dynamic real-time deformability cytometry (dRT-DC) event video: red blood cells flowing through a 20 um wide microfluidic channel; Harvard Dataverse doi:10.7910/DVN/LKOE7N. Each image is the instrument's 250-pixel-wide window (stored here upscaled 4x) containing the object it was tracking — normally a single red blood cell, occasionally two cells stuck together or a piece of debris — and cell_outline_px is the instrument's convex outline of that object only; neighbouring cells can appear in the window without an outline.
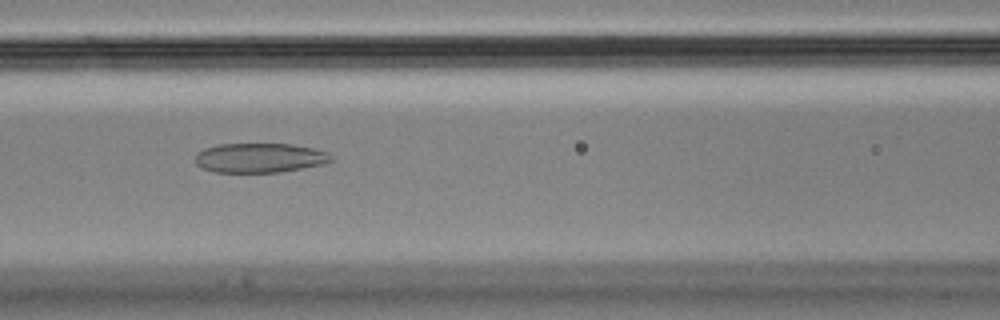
{"species": "Egyptian fruit bat (a non-hibernating species)", "species_latin": "Rousettus aegyptiacus", "temperature_condition": "cold", "stored_images_in_passage": 48, "camera_frame_rate_fps": 3000, "um_per_image_px": 0.085, "animal": {"sex": "male"}, "frame": {"image": 1, "passage_image": 16, "time_ms": 5.0, "image_size_px": [1000, 320], "cell_outline_px": [[332, 160], [320, 164], [280, 172], [216, 172], [204, 168], [196, 164], [196, 152], [204, 148], [220, 144], [292, 144], [312, 148], [328, 152], [332, 156]], "centroid_in_image_um": [22.05, 13.41], "position_along_channel_um": 144.6, "area_um2": 23.12}}
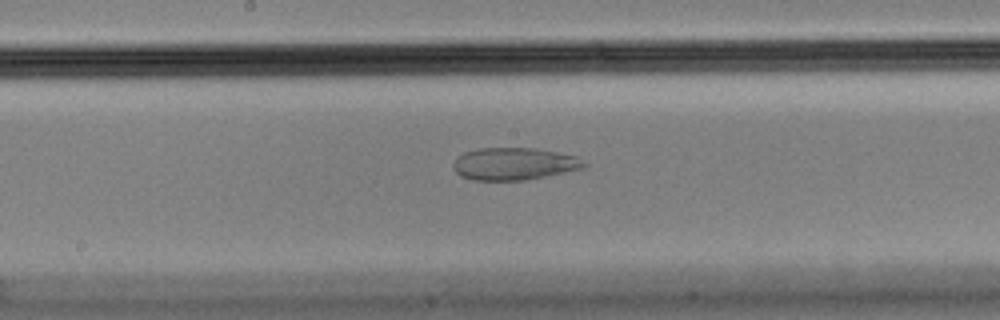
{"frame": {"image": 2, "passage_image": 21, "time_ms": 6.667, "image_size_px": [1000, 320], "cell_outline_px": [[588, 164], [584, 168], [524, 180], [472, 180], [460, 176], [456, 172], [452, 164], [456, 156], [464, 152], [476, 148], [536, 148], [576, 156]], "centroid_in_image_um": [43.65, 13.92], "position_along_channel_um": 204.5, "area_um2": 24.68}}